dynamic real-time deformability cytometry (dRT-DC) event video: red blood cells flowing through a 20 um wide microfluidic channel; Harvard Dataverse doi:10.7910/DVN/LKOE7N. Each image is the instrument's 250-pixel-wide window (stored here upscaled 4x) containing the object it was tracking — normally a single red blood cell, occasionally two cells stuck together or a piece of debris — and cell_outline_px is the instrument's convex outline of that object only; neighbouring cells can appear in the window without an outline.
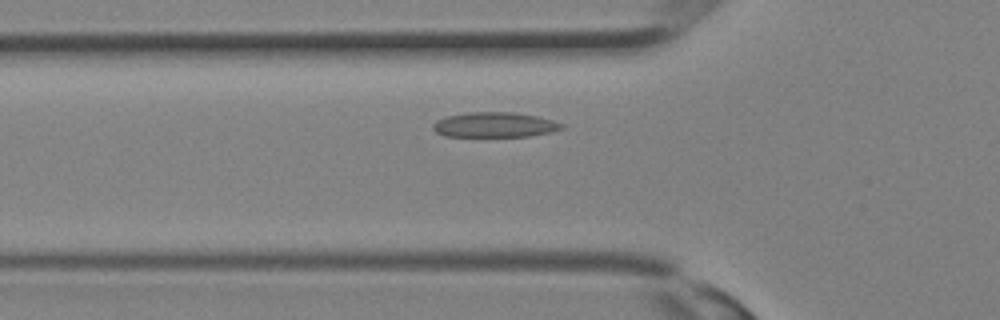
{"species": "Egyptian fruit bat (a non-hibernating species)", "species_latin": "Rousettus aegyptiacus", "temperature_condition": "room temperature", "stored_images_in_passage": 28, "camera_frame_rate_fps": 3000, "um_per_image_px": 0.085, "animal": {"sex": "female"}, "frame": {"image": 1, "passage_image": 7, "time_ms": 2.0, "image_size_px": [1000, 320], "cell_outline_px": [[564, 128], [552, 132], [528, 136], [444, 136], [436, 132], [432, 128], [432, 124], [436, 120], [444, 116], [468, 112], [512, 112], [536, 116], [552, 120], [564, 124]], "centroid_in_image_um": [42.01, 10.6], "position_along_channel_um": 83.8, "area_um2": 18.84}}
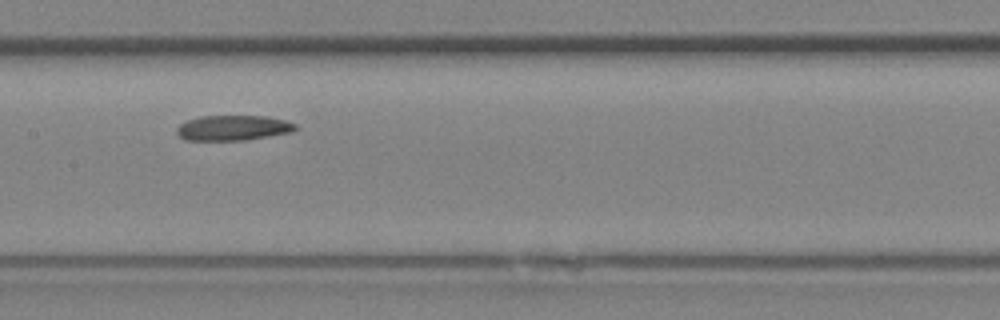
{"frame": {"image": 2, "passage_image": 12, "time_ms": 3.667, "image_size_px": [1000, 320], "cell_outline_px": [[300, 128], [292, 132], [244, 140], [184, 140], [176, 132], [176, 128], [180, 124], [188, 120], [200, 116], [268, 116], [284, 120], [296, 124]], "centroid_in_image_um": [19.83, 10.86], "position_along_channel_um": 187.6, "area_um2": 17.46}}
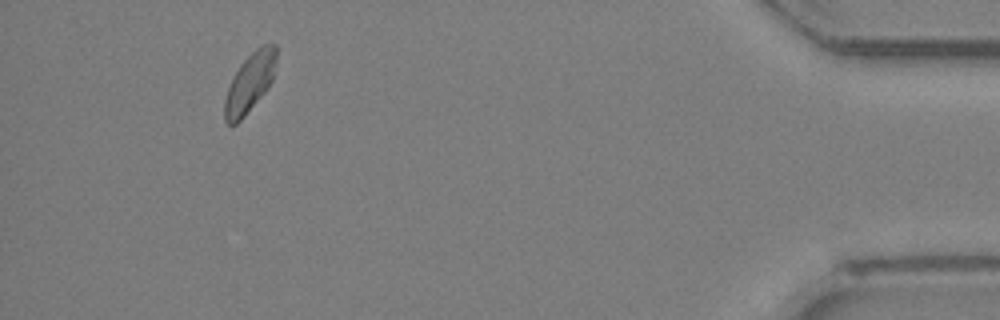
{"frame": {"image": 3, "passage_image": 26, "time_ms": 8.333, "image_size_px": [1000, 320], "cell_outline_px": [[276, 60], [272, 80], [268, 88], [244, 116], [232, 128], [224, 120], [224, 100], [232, 76], [240, 64], [256, 48], [264, 44], [276, 44]], "centroid_in_image_um": [21.2, 7.05], "position_along_channel_um": 414.0, "area_um2": 17.8}}